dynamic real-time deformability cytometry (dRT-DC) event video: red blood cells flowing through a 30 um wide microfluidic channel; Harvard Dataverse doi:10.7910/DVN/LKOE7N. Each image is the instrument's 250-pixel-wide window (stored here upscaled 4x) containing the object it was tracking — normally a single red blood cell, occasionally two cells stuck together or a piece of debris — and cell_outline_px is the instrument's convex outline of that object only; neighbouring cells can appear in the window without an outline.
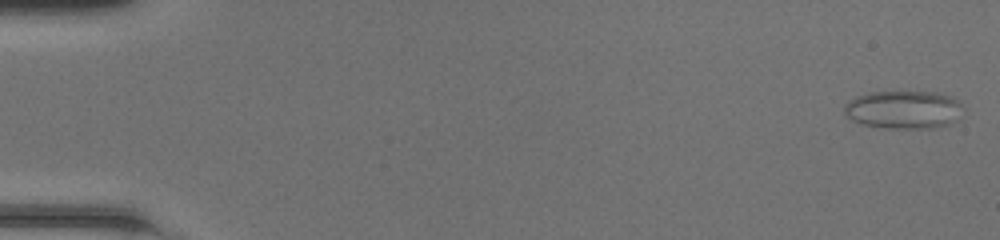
{"species": "common noctule bat (a hibernating species)", "species_latin": "Nyctalus noctula", "temperature_condition": "room temperature", "stored_images_in_passage": 49, "camera_frame_rate_fps": 3000, "um_per_image_px": 0.085, "animal": {"sex": "female", "body_mass_g": 20.0, "forearm_length_mm": 54.0}, "frame": {"image": 1, "passage_image": 1, "time_ms": 0.0, "image_size_px": [1000, 240], "cell_outline_px": [[964, 108], [956, 120], [948, 124], [932, 128], [888, 128], [864, 124], [852, 120], [844, 112], [844, 104], [848, 100], [856, 96], [868, 92], [900, 88], [936, 92], [952, 96]], "centroid_in_image_um": [76.79, 9.25], "position_along_channel_um": 8.2, "area_um2": 27.34}}
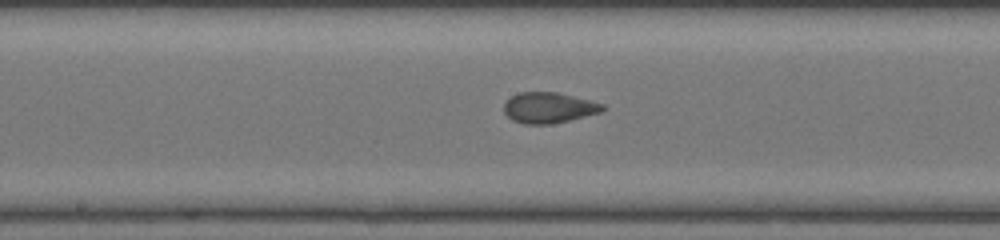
{"frame": {"image": 2, "passage_image": 26, "time_ms": 8.333, "image_size_px": [1000, 240], "cell_outline_px": [[604, 108], [600, 112], [552, 124], [524, 124], [512, 120], [504, 112], [504, 104], [512, 96], [520, 92], [556, 92], [592, 100], [604, 104]], "centroid_in_image_um": [46.64, 9.15], "position_along_channel_um": 201.6, "area_um2": 17.51}}
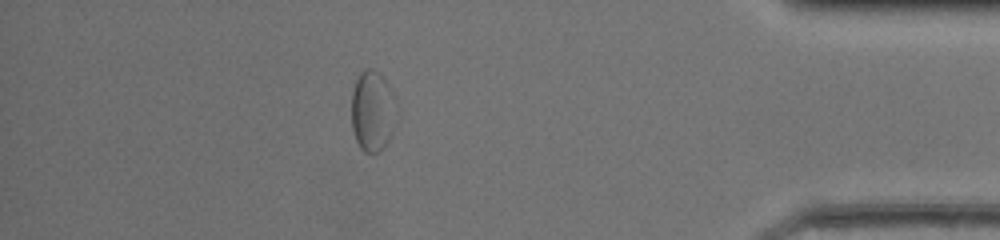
{"frame": {"image": 3, "passage_image": 43, "time_ms": 14.0, "image_size_px": [1000, 240], "cell_outline_px": [[400, 108], [392, 132], [388, 140], [380, 152], [364, 152], [360, 148], [356, 140], [352, 128], [352, 88], [360, 72], [364, 68], [372, 68], [384, 76], [396, 96]], "centroid_in_image_um": [31.72, 9.39], "position_along_channel_um": 403.5, "area_um2": 22.02}}